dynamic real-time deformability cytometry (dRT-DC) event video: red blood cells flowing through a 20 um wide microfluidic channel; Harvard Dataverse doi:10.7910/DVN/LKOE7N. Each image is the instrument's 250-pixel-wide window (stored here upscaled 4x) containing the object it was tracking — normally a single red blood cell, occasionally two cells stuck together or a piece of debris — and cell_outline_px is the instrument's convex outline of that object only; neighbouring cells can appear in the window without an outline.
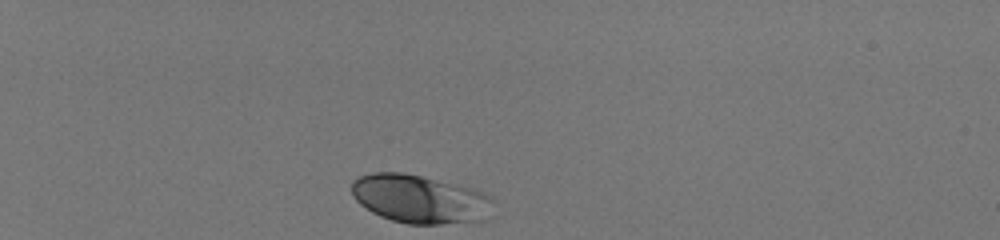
{"species": "human", "species_latin": "Homo sapiens", "temperature_condition": "room temperature", "stored_images_in_passage": 34, "camera_frame_rate_fps": 3000, "um_per_image_px": 0.085, "donor": {"sex": "male"}, "frame": {"image": 1, "passage_image": 1, "time_ms": 0.0, "image_size_px": [1000, 240], "cell_outline_px": [[492, 200], [488, 220], [440, 224], [408, 224], [392, 220], [380, 216], [372, 212], [360, 204], [352, 196], [352, 180], [360, 176], [372, 172], [404, 172], [472, 188], [484, 192]], "centroid_in_image_um": [35.67, 16.92], "position_along_channel_um": 49.3, "area_um2": 40.0}}
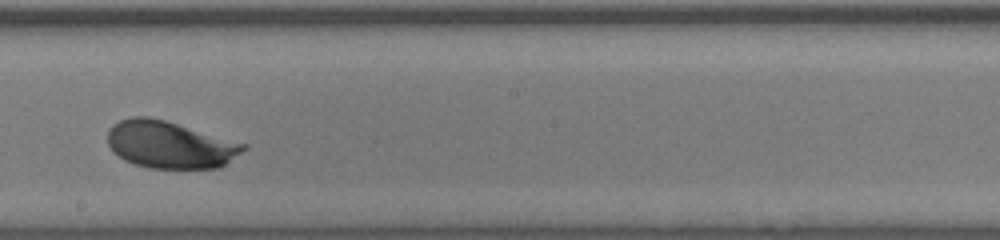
{"frame": {"image": 2, "passage_image": 20, "time_ms": 6.333, "image_size_px": [1000, 240], "cell_outline_px": [[248, 148], [220, 168], [148, 168], [124, 160], [112, 152], [108, 144], [108, 128], [112, 124], [120, 120], [132, 116], [148, 116], [164, 120], [248, 144]], "centroid_in_image_um": [14.43, 12.29], "position_along_channel_um": 233.8, "area_um2": 37.51}}
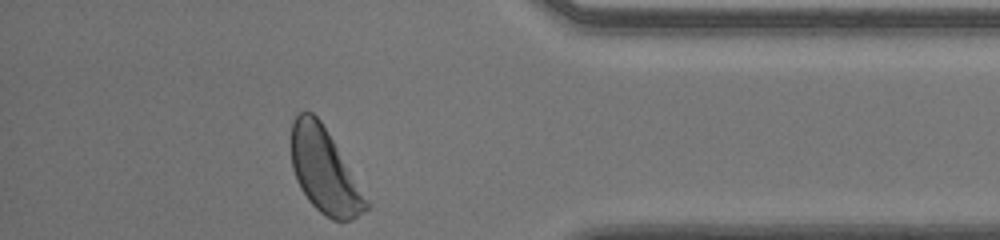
{"frame": {"image": 3, "passage_image": 34, "time_ms": 11.0, "image_size_px": [1000, 240], "cell_outline_px": [[372, 204], [364, 212], [352, 220], [332, 220], [320, 212], [308, 200], [300, 188], [296, 180], [292, 168], [292, 120], [300, 112], [312, 112], [320, 120]], "centroid_in_image_um": [27.6, 14.56], "position_along_channel_um": 407.6, "area_um2": 36.7}, "authors_computed_cell_mechanics": {"area_um2": 37.2521, "velocity_mm_per_s": 4.0021, "shape_relaxation_time_tau1_ms": 1.4937, "shape_relaxation_time_tau2_ms": null, "deformation_change_tau1": 0.1024, "deformation_change_tau2": null}}